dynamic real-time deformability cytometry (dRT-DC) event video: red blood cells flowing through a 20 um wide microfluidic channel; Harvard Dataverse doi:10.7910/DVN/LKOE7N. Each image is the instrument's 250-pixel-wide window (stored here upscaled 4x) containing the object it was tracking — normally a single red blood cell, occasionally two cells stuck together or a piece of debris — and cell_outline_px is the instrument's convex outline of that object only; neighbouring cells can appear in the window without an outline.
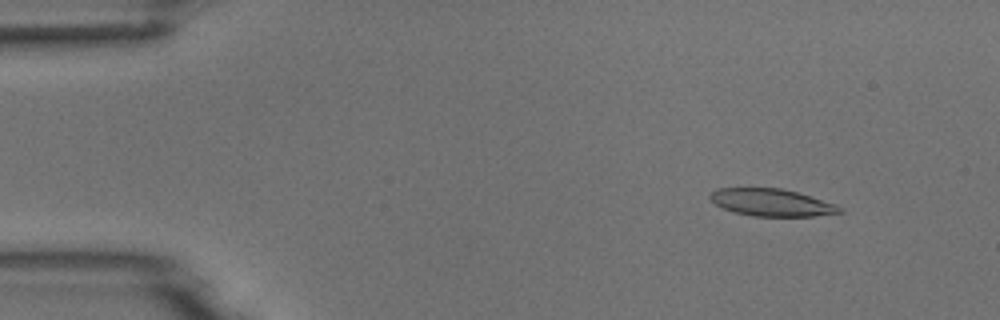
{"species": "common noctule bat (a hibernating species)", "species_latin": "Nyctalus noctula", "temperature_condition": "room temperature", "stored_images_in_passage": 10, "camera_frame_rate_fps": 3000, "um_per_image_px": 0.085, "animal": {"sex": "male", "body_mass_g": 18.8}, "frame": {"image": 1, "passage_image": 2, "time_ms": 1.0, "image_size_px": [1000, 320], "cell_outline_px": [[844, 212], [816, 216], [752, 216], [736, 212], [724, 208], [716, 204], [708, 196], [716, 188], [780, 188], [796, 192], [836, 204]], "centroid_in_image_um": [65.59, 17.21], "position_along_channel_um": 19.4, "area_um2": 20.35}}
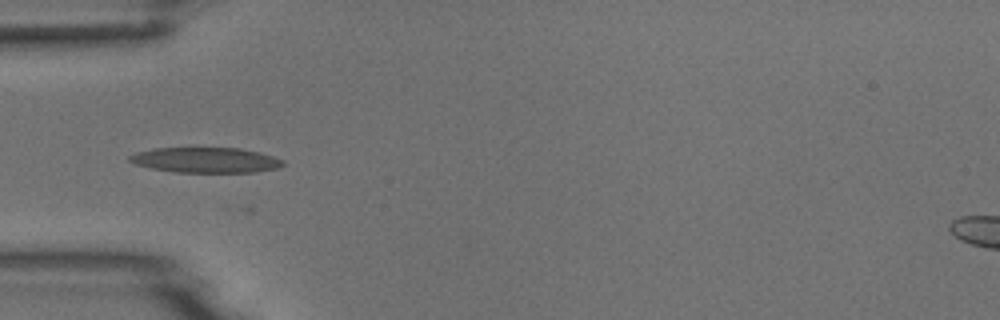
{"frame": {"image": 2, "passage_image": 5, "time_ms": 4.667, "image_size_px": [1000, 320], "cell_outline_px": [[284, 164], [276, 168], [256, 172], [176, 172], [152, 168], [136, 164], [128, 160], [128, 156], [136, 152], [152, 148], [240, 148], [260, 152], [284, 160]], "centroid_in_image_um": [17.48, 13.6], "position_along_channel_um": 67.5, "area_um2": 22.54}}